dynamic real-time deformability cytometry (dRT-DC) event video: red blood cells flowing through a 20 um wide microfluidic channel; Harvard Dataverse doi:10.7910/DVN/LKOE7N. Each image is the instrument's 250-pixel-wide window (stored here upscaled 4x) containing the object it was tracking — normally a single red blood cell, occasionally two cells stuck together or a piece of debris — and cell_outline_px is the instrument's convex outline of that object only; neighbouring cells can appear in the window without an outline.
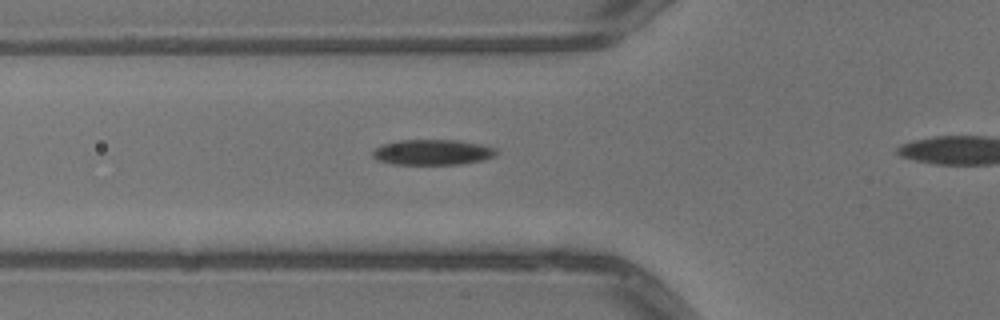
{"species": "common noctule bat (a hibernating species)", "species_latin": "Nyctalus noctula", "temperature_condition": "warm", "stored_images_in_passage": 36, "camera_frame_rate_fps": 3000, "um_per_image_px": 0.085, "animal": {"sex": "male", "body_mass_g": 13.3}, "frame": {"image": 1, "passage_image": 10, "time_ms": 3.0, "image_size_px": [1000, 320], "cell_outline_px": [[496, 156], [484, 160], [460, 164], [392, 164], [376, 160], [372, 156], [372, 152], [376, 148], [384, 144], [400, 140], [460, 140], [480, 144], [496, 148]], "centroid_in_image_um": [36.78, 12.94], "position_along_channel_um": 89.0, "area_um2": 18.38}}
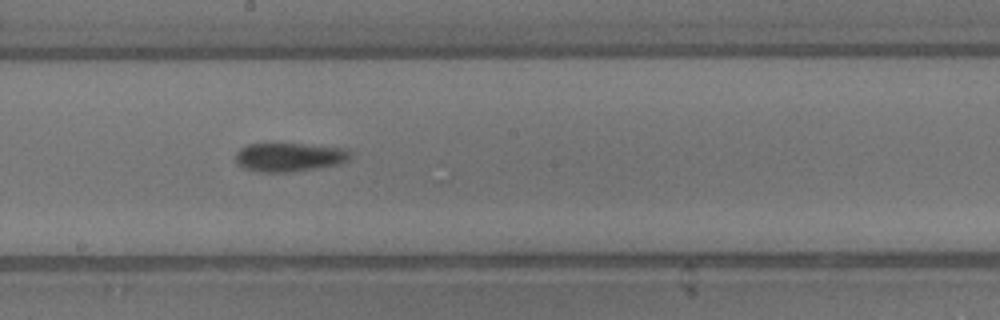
{"frame": {"image": 2, "passage_image": 20, "time_ms": 6.333, "image_size_px": [1000, 320], "cell_outline_px": [[352, 152], [348, 160], [340, 164], [288, 172], [260, 172], [244, 168], [236, 164], [236, 152], [240, 148], [248, 144], [304, 144], [348, 148]], "centroid_in_image_um": [24.6, 13.35], "position_along_channel_um": 223.6, "area_um2": 19.25}}
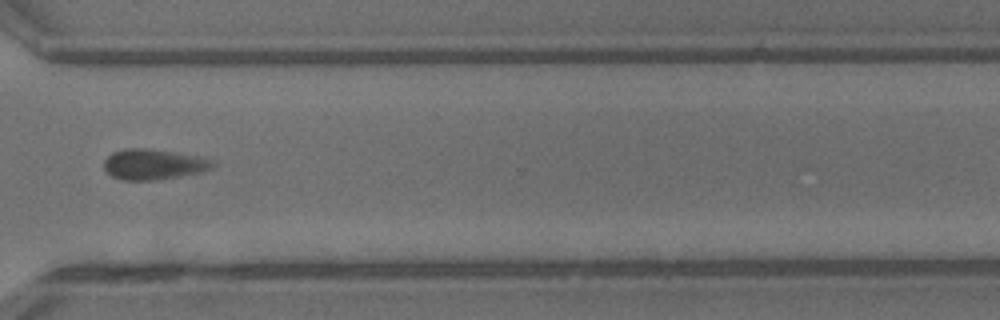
{"frame": {"image": 3, "passage_image": 30, "time_ms": 9.667, "image_size_px": [1000, 320], "cell_outline_px": [[216, 164], [212, 168], [204, 172], [180, 176], [152, 180], [120, 180], [112, 176], [104, 168], [104, 160], [112, 152], [124, 148], [144, 148], [176, 152], [200, 156], [212, 160]], "centroid_in_image_um": [13.07, 13.96], "position_along_channel_um": 357.5, "area_um2": 19.48}}